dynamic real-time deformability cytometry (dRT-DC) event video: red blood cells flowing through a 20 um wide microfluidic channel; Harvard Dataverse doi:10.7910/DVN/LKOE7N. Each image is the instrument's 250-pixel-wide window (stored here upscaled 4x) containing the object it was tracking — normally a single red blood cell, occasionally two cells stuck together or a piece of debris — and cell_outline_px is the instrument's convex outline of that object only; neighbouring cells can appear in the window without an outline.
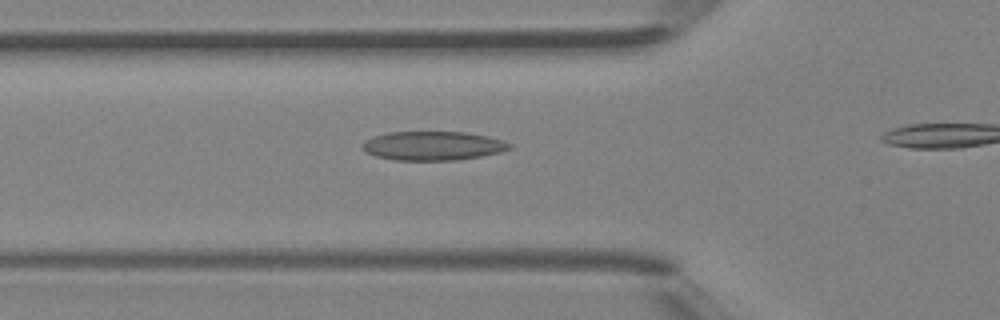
{"species": "Egyptian fruit bat (a non-hibernating species)", "species_latin": "Rousettus aegyptiacus", "temperature_condition": "room temperature", "stored_images_in_passage": 11, "camera_frame_rate_fps": 3000, "um_per_image_px": 0.085, "animal": {"sex": "female"}, "frame": {"image": 1, "passage_image": 7, "time_ms": 2.0, "image_size_px": [1000, 320], "cell_outline_px": [[512, 148], [500, 152], [480, 156], [452, 160], [396, 160], [376, 156], [364, 152], [360, 148], [360, 144], [364, 140], [388, 132], [464, 132], [488, 136], [512, 144]], "centroid_in_image_um": [36.74, 12.39], "position_along_channel_um": 89.1, "area_um2": 24.8}}
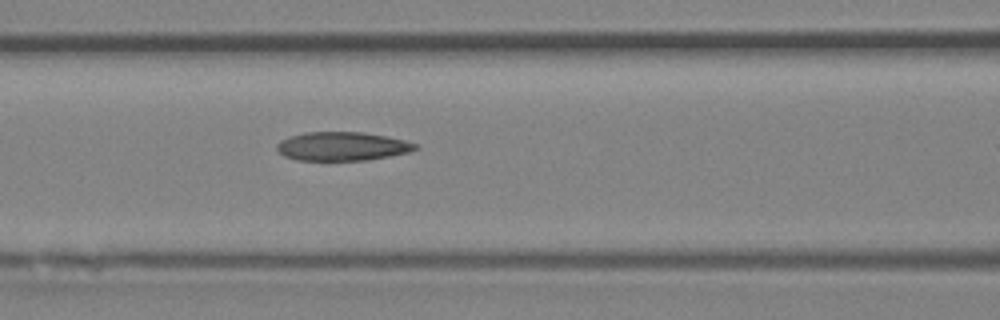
{"frame": {"image": 2, "passage_image": 10, "time_ms": 3.0, "image_size_px": [1000, 320], "cell_outline_px": [[420, 148], [408, 152], [368, 160], [296, 160], [284, 156], [276, 148], [276, 144], [280, 140], [288, 136], [304, 132], [364, 132], [404, 140], [416, 144]], "centroid_in_image_um": [29.04, 12.43], "position_along_channel_um": 137.6, "area_um2": 23.18}}